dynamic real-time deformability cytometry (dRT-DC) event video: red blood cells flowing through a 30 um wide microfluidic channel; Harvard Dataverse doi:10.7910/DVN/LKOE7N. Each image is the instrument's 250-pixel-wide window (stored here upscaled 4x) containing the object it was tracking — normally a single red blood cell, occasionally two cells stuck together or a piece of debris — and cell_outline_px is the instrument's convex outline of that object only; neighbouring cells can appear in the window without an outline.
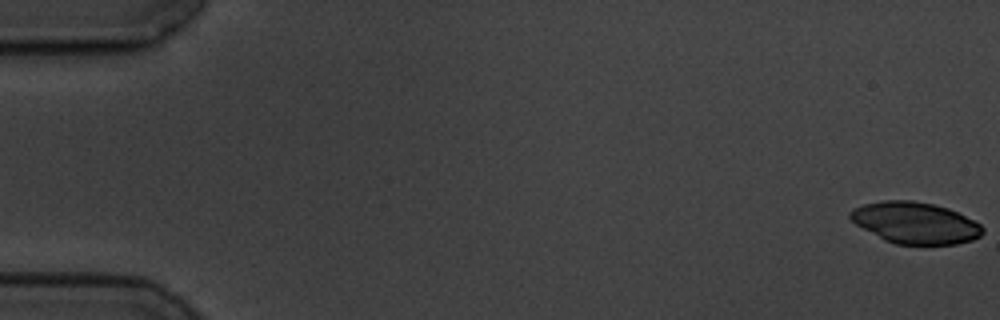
{"species": "common noctule bat (a hibernating species)", "species_latin": "Nyctalus noctula", "temperature_condition": "cold", "stored_images_in_passage": 58, "camera_frame_rate_fps": 3000, "um_per_image_px": 0.085, "animal": {"sex": "male", "body_mass_g": 19.5, "forearm_length_mm": 54.6}, "frame": {"image": 1, "passage_image": 1, "time_ms": 0.0, "image_size_px": [1000, 320], "cell_outline_px": [[984, 232], [980, 236], [972, 240], [956, 244], [896, 244], [884, 240], [856, 224], [848, 216], [848, 212], [852, 208], [864, 204], [884, 200], [912, 200], [932, 204], [948, 208], [980, 224], [984, 228]], "centroid_in_image_um": [77.77, 18.94], "position_along_channel_um": 7.2, "area_um2": 31.85}}